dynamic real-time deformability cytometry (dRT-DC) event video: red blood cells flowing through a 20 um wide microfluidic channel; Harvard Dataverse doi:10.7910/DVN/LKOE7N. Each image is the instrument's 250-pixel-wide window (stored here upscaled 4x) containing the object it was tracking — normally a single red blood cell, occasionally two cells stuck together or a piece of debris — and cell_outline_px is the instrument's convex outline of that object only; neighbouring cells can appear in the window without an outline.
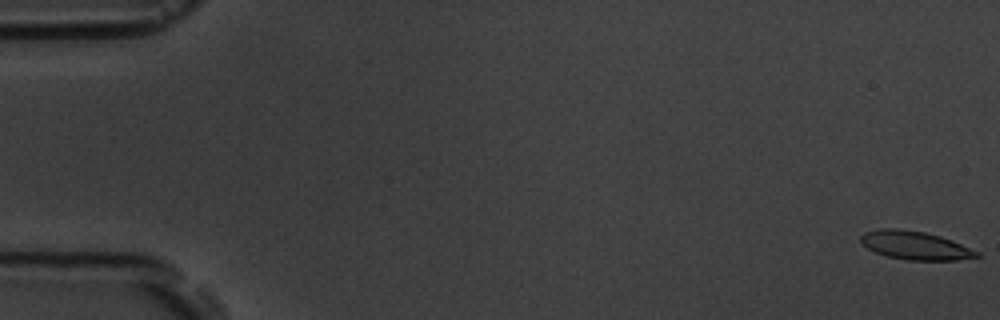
{"species": "common noctule bat (a hibernating species)", "species_latin": "Nyctalus noctula", "temperature_condition": "room temperature", "stored_images_in_passage": 5, "camera_frame_rate_fps": 3000, "um_per_image_px": 0.085, "animal": {"sex": "male", "body_mass_g": 19.5, "forearm_length_mm": 54.6}, "frame": {"image": 1, "passage_image": 1, "time_ms": 0.0, "image_size_px": [1000, 320], "cell_outline_px": [[980, 256], [956, 260], [908, 260], [888, 256], [876, 252], [860, 244], [860, 236], [864, 232], [880, 228], [896, 228], [924, 232], [940, 236], [952, 240], [980, 252]], "centroid_in_image_um": [77.76, 20.85], "position_along_channel_um": 7.2, "area_um2": 19.19}}